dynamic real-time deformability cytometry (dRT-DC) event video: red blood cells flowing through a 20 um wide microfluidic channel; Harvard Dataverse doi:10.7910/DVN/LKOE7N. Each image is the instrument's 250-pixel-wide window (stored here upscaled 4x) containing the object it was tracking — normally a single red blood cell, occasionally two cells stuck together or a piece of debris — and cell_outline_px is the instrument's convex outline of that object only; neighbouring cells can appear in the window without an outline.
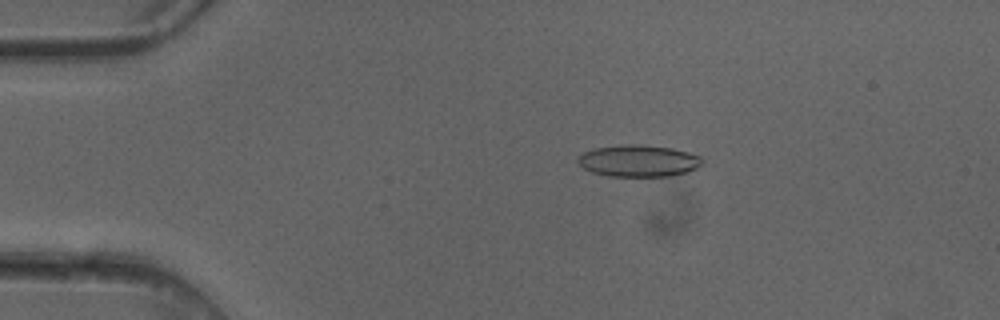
{"species": "common noctule bat (a hibernating species)", "species_latin": "Nyctalus noctula", "temperature_condition": "cold", "stored_images_in_passage": 4, "camera_frame_rate_fps": 3000, "um_per_image_px": 0.085, "animal": {"sex": "female"}, "frame": {"image": 1, "passage_image": 4, "time_ms": 1.0, "image_size_px": [1000, 320], "cell_outline_px": [[704, 160], [696, 168], [688, 172], [668, 176], [608, 176], [592, 172], [584, 168], [576, 160], [584, 152], [592, 148], [628, 144], [640, 144], [672, 148], [688, 152], [700, 156]], "centroid_in_image_um": [54.28, 13.66], "position_along_channel_um": 30.7, "area_um2": 23.0}}